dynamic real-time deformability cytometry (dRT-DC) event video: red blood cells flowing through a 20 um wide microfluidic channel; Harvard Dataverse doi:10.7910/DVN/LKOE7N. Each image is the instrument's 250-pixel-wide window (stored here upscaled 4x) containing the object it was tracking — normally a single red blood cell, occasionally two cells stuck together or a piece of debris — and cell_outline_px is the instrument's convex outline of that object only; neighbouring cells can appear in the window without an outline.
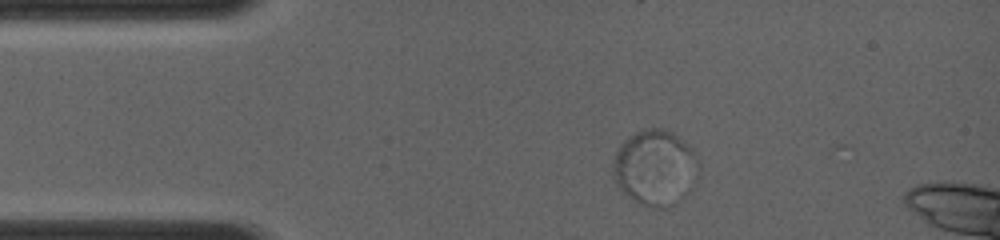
{"species": "common noctule bat (a hibernating species)", "species_latin": "Nyctalus noctula", "temperature_condition": "room temperature", "stored_images_in_passage": 3, "camera_frame_rate_fps": 4000, "um_per_image_px": 0.085, "animal": {"sex": "female", "body_mass_g": 19.0, "forearm_length_mm": 56.7}, "frame": {"image": 1, "passage_image": 1, "time_ms": 0.0, "image_size_px": [1000, 240], "cell_outline_px": [[692, 156], [668, 208], [660, 208], [644, 204], [628, 196], [624, 192], [612, 176], [612, 164], [616, 152], [620, 144], [628, 136], [636, 132], [648, 128], [664, 128], [672, 132], [688, 144], [692, 152]], "centroid_in_image_um": [55.37, 14.1], "position_along_channel_um": 29.6, "area_um2": 33.58}}
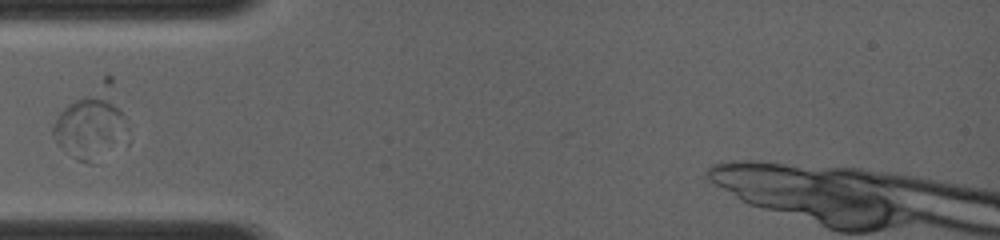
{"frame": {"image": 2, "passage_image": 3, "time_ms": 2.0, "image_size_px": [1000, 240], "cell_outline_px": [[120, 116], [112, 140], [88, 160], [76, 160], [56, 140], [52, 132], [52, 124], [60, 112], [68, 104], [84, 96], [100, 96], [112, 104], [120, 112]], "centroid_in_image_um": [7.31, 10.74], "position_along_channel_um": 77.7, "area_um2": 22.25}}